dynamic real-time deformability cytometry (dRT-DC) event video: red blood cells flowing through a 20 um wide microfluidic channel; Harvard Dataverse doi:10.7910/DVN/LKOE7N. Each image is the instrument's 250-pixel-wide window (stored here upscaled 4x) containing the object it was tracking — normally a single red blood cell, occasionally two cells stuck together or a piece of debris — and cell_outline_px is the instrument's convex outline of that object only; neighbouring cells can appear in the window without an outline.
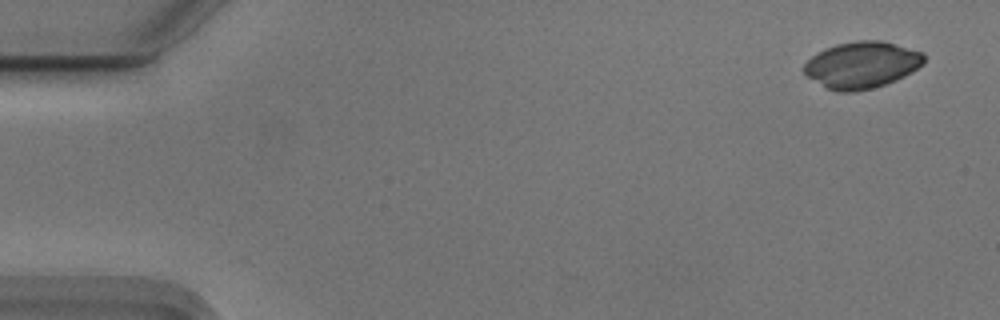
{"species": "Egyptian fruit bat (a non-hibernating species)", "species_latin": "Rousettus aegyptiacus", "temperature_condition": "cold", "stored_images_in_passage": 53, "camera_frame_rate_fps": 3000, "um_per_image_px": 0.085, "animal": {"sex": "male"}, "frame": {"image": 1, "passage_image": 1, "time_ms": 0.0, "image_size_px": [1000, 320], "cell_outline_px": [[924, 64], [912, 72], [896, 80], [872, 88], [852, 92], [836, 92], [828, 88], [808, 76], [804, 72], [804, 64], [816, 52], [824, 48], [836, 44], [856, 40], [880, 40], [924, 52]], "centroid_in_image_um": [73.26, 5.5], "position_along_channel_um": 11.7, "area_um2": 32.54}}
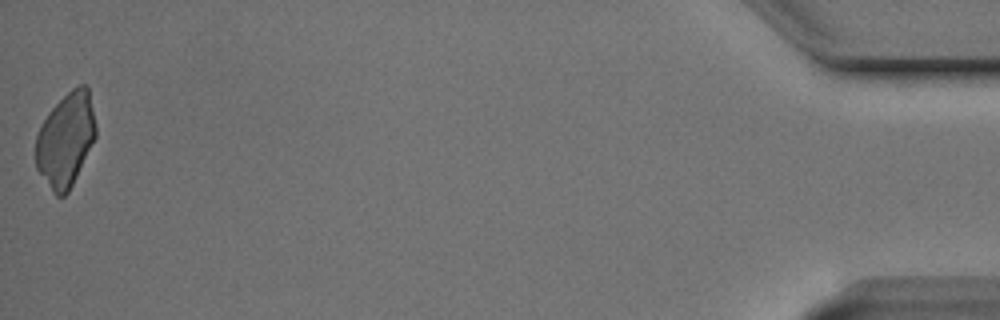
{"frame": {"image": 2, "passage_image": 53, "time_ms": 17.333, "image_size_px": [1000, 320], "cell_outline_px": [[96, 136], [68, 192], [64, 196], [56, 196], [52, 192], [36, 168], [36, 136], [48, 112], [72, 88], [80, 84], [84, 84], [88, 88], [96, 124]], "centroid_in_image_um": [5.58, 11.88], "position_along_channel_um": 429.6, "area_um2": 32.43}}